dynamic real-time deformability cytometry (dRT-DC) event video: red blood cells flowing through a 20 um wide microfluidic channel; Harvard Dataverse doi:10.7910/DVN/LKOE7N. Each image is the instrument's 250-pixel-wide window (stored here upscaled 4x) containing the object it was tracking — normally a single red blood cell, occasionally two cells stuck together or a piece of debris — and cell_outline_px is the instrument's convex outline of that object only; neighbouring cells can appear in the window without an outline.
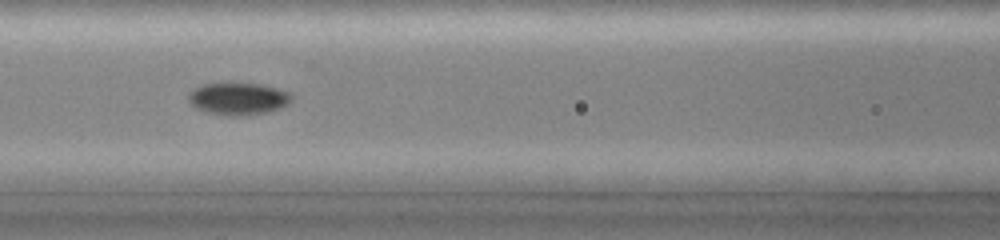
{"species": "common noctule bat (a hibernating species)", "species_latin": "Nyctalus noctula", "temperature_condition": "cold", "stored_images_in_passage": 37, "camera_frame_rate_fps": 3000, "um_per_image_px": 0.085, "animal": {"sex": "female", "body_mass_g": 19.0, "forearm_length_mm": 51.5}, "frame": {"image": 1, "passage_image": 20, "time_ms": 6.333, "image_size_px": [1000, 240], "cell_outline_px": [[292, 100], [288, 104], [280, 108], [264, 112], [208, 112], [196, 108], [188, 100], [188, 96], [196, 88], [204, 84], [260, 84], [280, 88], [292, 92]], "centroid_in_image_um": [20.33, 8.33], "position_along_channel_um": 146.3, "area_um2": 18.15}}
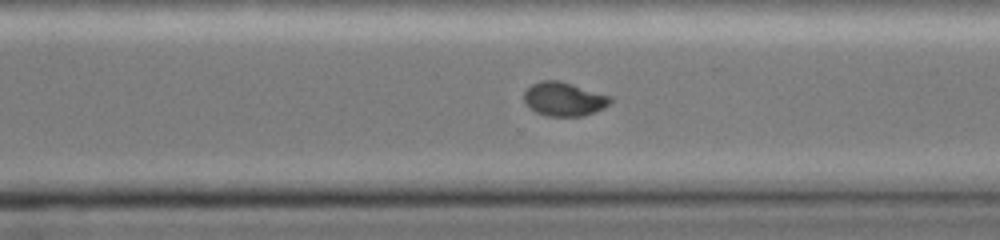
{"frame": {"image": 2, "passage_image": 33, "time_ms": 10.667, "image_size_px": [1000, 240], "cell_outline_px": [[612, 100], [604, 108], [584, 116], [548, 116], [536, 112], [528, 108], [524, 100], [524, 92], [532, 84], [540, 80], [560, 80], [612, 96]], "centroid_in_image_um": [47.93, 8.41], "position_along_channel_um": 322.7, "area_um2": 17.17}}
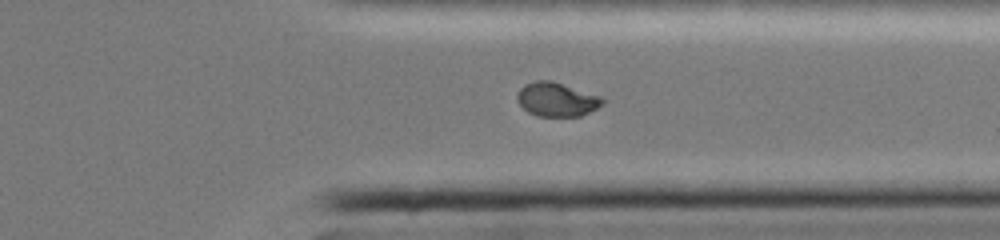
{"frame": {"image": 3, "passage_image": 36, "time_ms": 11.667, "image_size_px": [1000, 240], "cell_outline_px": [[604, 104], [580, 116], [536, 116], [528, 112], [516, 100], [516, 96], [520, 88], [524, 84], [536, 80], [552, 80], [600, 96], [604, 100]], "centroid_in_image_um": [47.29, 8.44], "position_along_channel_um": 364.1, "area_um2": 16.88}}